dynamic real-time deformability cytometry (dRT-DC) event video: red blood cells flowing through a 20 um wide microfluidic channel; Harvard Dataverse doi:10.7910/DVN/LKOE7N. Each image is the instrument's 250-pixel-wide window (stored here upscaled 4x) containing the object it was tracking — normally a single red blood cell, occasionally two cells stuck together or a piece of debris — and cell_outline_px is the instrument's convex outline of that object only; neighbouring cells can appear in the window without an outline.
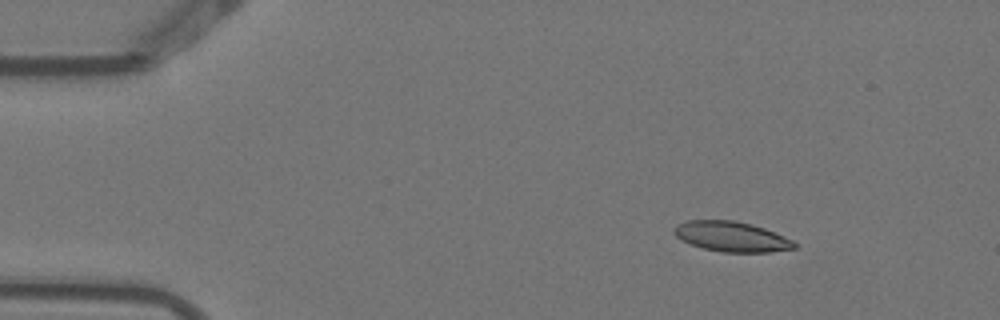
{"species": "Egyptian fruit bat (a non-hibernating species)", "species_latin": "Rousettus aegyptiacus", "temperature_condition": "warm", "stored_images_in_passage": 4, "camera_frame_rate_fps": 3000, "um_per_image_px": 0.085, "animal": {"sex": "female"}, "frame": {"image": 1, "passage_image": 2, "time_ms": 0.333, "image_size_px": [1000, 320], "cell_outline_px": [[796, 248], [768, 252], [724, 252], [704, 248], [692, 244], [676, 236], [672, 232], [672, 228], [688, 220], [736, 220], [752, 224], [764, 228], [784, 236], [792, 240], [796, 244]], "centroid_in_image_um": [62.19, 20.1], "position_along_channel_um": 22.8, "area_um2": 20.92}}